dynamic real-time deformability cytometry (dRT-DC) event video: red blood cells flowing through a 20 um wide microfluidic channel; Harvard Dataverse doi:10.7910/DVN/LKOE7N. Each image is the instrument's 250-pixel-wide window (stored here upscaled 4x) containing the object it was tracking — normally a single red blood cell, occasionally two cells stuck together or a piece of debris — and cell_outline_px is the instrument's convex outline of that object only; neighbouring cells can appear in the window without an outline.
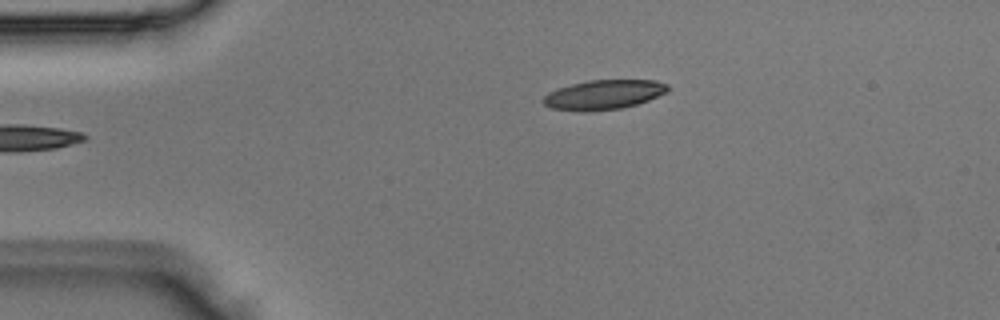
{"species": "Egyptian fruit bat (a non-hibernating species)", "species_latin": "Rousettus aegyptiacus", "temperature_condition": "room temperature", "stored_images_in_passage": 2, "segment_of_instrument_passage": [1, 2], "camera_frame_rate_fps": 3000, "um_per_image_px": 0.085, "animal": {"sex": "male"}, "frame": {"image": 1, "passage_image": 1, "time_ms": 0.0, "image_size_px": [1000, 320], "cell_outline_px": [[668, 92], [648, 100], [636, 104], [620, 108], [584, 112], [552, 108], [544, 104], [544, 96], [548, 92], [572, 84], [588, 80], [656, 80], [668, 84]], "centroid_in_image_um": [51.34, 8.04], "position_along_channel_um": 33.7, "area_um2": 21.27}}